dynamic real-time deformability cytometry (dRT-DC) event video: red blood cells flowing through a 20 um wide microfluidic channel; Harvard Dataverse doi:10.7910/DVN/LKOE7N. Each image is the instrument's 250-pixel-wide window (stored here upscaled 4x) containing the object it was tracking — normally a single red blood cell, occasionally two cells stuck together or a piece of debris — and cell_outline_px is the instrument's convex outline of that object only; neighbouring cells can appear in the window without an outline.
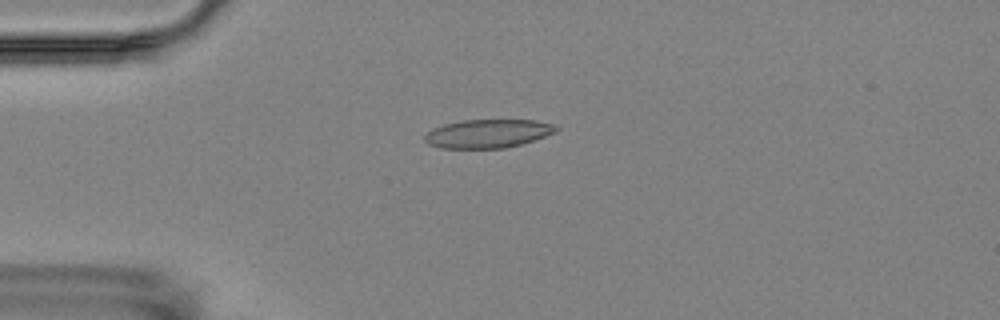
{"species": "Egyptian fruit bat (a non-hibernating species)", "species_latin": "Rousettus aegyptiacus", "temperature_condition": "room temperature", "stored_images_in_passage": 4, "camera_frame_rate_fps": 3000, "um_per_image_px": 0.085, "animal": {"sex": "female"}, "frame": {"image": 1, "passage_image": 4, "time_ms": 3.333, "image_size_px": [1000, 320], "cell_outline_px": [[560, 128], [556, 132], [520, 144], [504, 148], [440, 148], [428, 144], [424, 140], [424, 136], [432, 128], [444, 124], [464, 120], [536, 120], [552, 124]], "centroid_in_image_um": [41.44, 11.35], "position_along_channel_um": 43.6, "area_um2": 21.73}}